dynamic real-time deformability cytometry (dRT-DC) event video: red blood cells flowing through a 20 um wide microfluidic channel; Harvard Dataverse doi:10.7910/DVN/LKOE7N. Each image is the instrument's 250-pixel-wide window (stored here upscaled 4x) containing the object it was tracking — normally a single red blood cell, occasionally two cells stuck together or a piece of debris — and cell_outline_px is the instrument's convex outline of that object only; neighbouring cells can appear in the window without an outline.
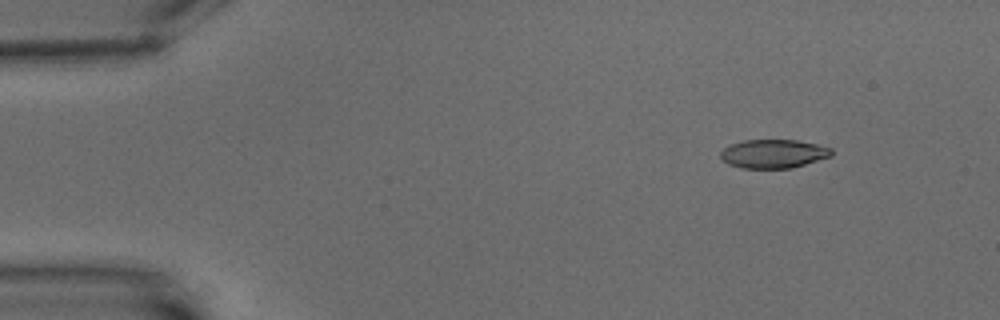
{"species": "common noctule bat (a hibernating species)", "species_latin": "Nyctalus noctula", "temperature_condition": "warm", "stored_images_in_passage": 6, "camera_frame_rate_fps": 3000, "um_per_image_px": 0.085, "animal": {"sex": "male", "body_mass_g": 15.6}, "frame": {"image": 1, "passage_image": 2, "time_ms": 1.0, "image_size_px": [1000, 320], "cell_outline_px": [[832, 156], [792, 168], [740, 168], [728, 164], [720, 156], [720, 152], [724, 148], [732, 144], [744, 140], [796, 140], [816, 144], [832, 148]], "centroid_in_image_um": [65.75, 13.07], "position_along_channel_um": 19.3, "area_um2": 18.5}}
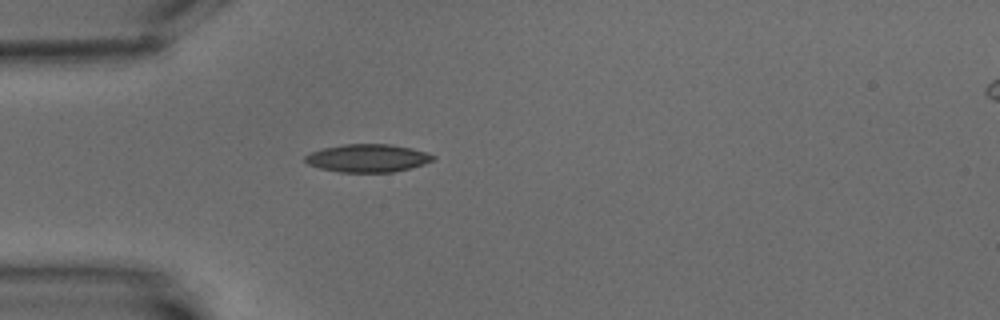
{"frame": {"image": 2, "passage_image": 5, "time_ms": 4.667, "image_size_px": [1000, 320], "cell_outline_px": [[436, 156], [432, 160], [424, 164], [412, 168], [392, 172], [340, 172], [320, 168], [308, 164], [304, 160], [304, 156], [312, 152], [324, 148], [344, 144], [392, 144], [412, 148]], "centroid_in_image_um": [31.25, 13.44], "position_along_channel_um": 53.7, "area_um2": 20.75}}